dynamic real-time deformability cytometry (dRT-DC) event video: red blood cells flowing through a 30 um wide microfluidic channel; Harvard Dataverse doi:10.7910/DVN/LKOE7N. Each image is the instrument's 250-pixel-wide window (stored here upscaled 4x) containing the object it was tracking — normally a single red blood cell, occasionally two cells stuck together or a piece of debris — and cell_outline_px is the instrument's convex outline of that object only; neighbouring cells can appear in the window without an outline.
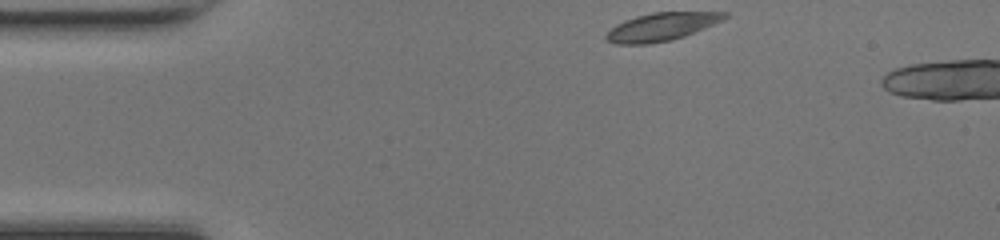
{"species": "common noctule bat (a hibernating species)", "species_latin": "Nyctalus noctula", "temperature_condition": "room temperature", "stored_images_in_passage": 4, "camera_frame_rate_fps": 3000, "um_per_image_px": 0.085, "animal": {"sex": "female", "body_mass_g": 17.0, "forearm_length_mm": 48.0}, "frame": {"image": 1, "passage_image": 1, "time_ms": 0.0, "image_size_px": [1000, 240], "cell_outline_px": [[728, 16], [704, 28], [684, 36], [672, 40], [648, 44], [616, 44], [604, 40], [604, 36], [616, 24], [624, 20], [636, 16], [652, 12], [728, 12]], "centroid_in_image_um": [56.16, 2.28], "position_along_channel_um": 28.8, "area_um2": 19.19}}